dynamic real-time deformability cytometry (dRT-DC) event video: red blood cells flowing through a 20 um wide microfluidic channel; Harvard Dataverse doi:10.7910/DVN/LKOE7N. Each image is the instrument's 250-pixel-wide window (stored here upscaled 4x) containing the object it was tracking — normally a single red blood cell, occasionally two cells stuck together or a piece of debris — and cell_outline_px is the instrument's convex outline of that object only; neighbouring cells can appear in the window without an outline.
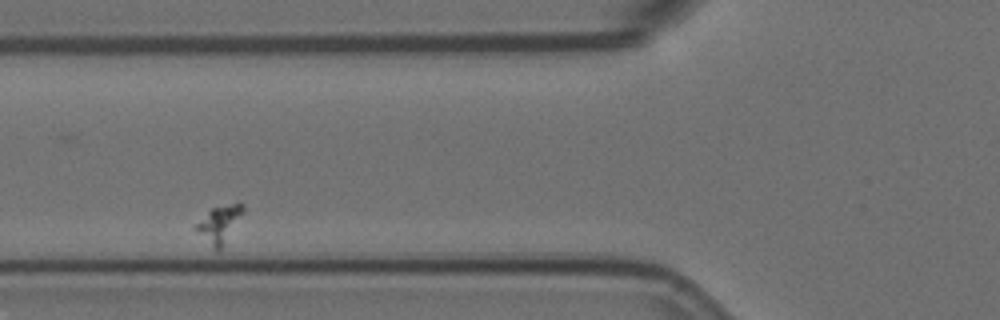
{"species": "Egyptian fruit bat (a non-hibernating species)", "species_latin": "Rousettus aegyptiacus", "temperature_condition": "room temperature", "stored_images_in_passage": 15, "camera_frame_rate_fps": 3000, "um_per_image_px": 0.085, "animal": {"sex": "female"}, "frame": {"image": 1, "passage_image": 6, "time_ms": 1.667, "image_size_px": [1000, 320], "cell_outline_px": [[244, 212], [220, 248], [216, 252], [192, 228], [212, 208], [236, 200], [240, 200], [244, 204]], "centroid_in_image_um": [18.66, 18.98], "position_along_channel_um": 107.1, "area_um2": 10.23}}